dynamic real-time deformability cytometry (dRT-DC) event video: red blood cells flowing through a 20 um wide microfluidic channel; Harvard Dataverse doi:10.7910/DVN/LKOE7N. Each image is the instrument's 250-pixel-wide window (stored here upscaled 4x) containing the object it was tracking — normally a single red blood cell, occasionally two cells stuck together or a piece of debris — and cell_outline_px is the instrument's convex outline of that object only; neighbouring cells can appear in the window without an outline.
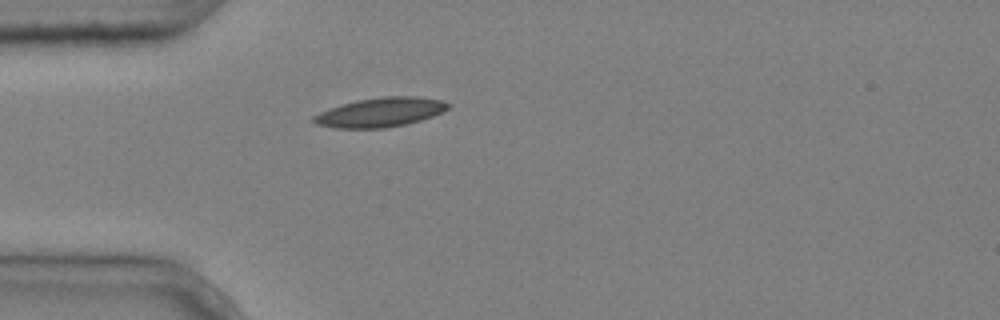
{"species": "common noctule bat (a hibernating species)", "species_latin": "Nyctalus noctula", "temperature_condition": "cold", "stored_images_in_passage": 5, "camera_frame_rate_fps": 3000, "um_per_image_px": 0.085, "animal": {"sex": "male", "body_mass_g": 20.4}, "frame": {"image": 1, "passage_image": 5, "time_ms": 1.333, "image_size_px": [1000, 320], "cell_outline_px": [[452, 104], [444, 112], [408, 124], [384, 128], [332, 128], [316, 124], [312, 120], [312, 116], [320, 112], [340, 104], [356, 100], [384, 96], [416, 96], [444, 100]], "centroid_in_image_um": [32.35, 9.54], "position_along_channel_um": 52.7, "area_um2": 23.24}}